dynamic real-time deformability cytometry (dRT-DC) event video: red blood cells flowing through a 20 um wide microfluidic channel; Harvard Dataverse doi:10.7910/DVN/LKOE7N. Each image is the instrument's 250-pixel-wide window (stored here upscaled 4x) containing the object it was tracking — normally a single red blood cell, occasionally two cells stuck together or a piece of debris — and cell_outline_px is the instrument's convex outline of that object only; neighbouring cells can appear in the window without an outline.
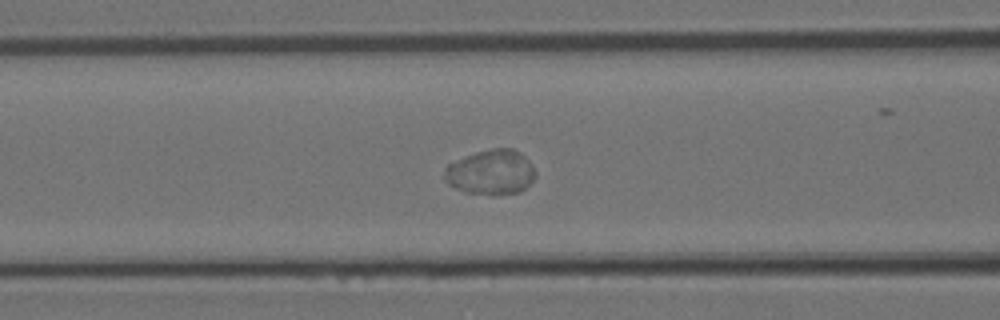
{"species": "Egyptian fruit bat (a non-hibernating species)", "species_latin": "Rousettus aegyptiacus", "temperature_condition": "room temperature", "stored_images_in_passage": 45, "camera_frame_rate_fps": 3000, "um_per_image_px": 0.085, "animal": {"sex": "female"}, "frame": {"image": 1, "passage_image": 16, "time_ms": 5.0, "image_size_px": [1000, 320], "cell_outline_px": [[536, 176], [520, 192], [492, 196], [464, 192], [448, 184], [444, 180], [444, 168], [448, 164], [476, 152], [492, 148], [512, 148], [520, 152], [532, 164], [536, 172]], "centroid_in_image_um": [41.72, 14.65], "position_along_channel_um": 124.9, "area_um2": 24.04}}
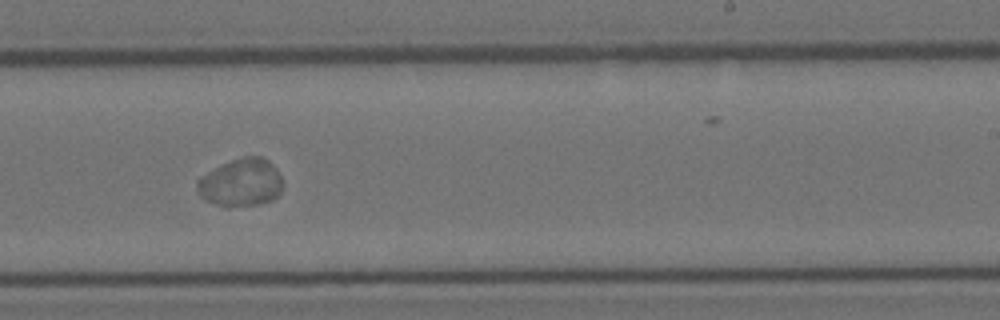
{"frame": {"image": 2, "passage_image": 26, "time_ms": 8.333, "image_size_px": [1000, 320], "cell_outline_px": [[284, 184], [280, 192], [272, 200], [260, 204], [228, 208], [224, 208], [204, 200], [200, 196], [196, 188], [196, 180], [200, 176], [232, 160], [244, 156], [260, 156], [268, 160], [276, 168]], "centroid_in_image_um": [20.47, 15.55], "position_along_channel_um": 268.5, "area_um2": 24.16}}
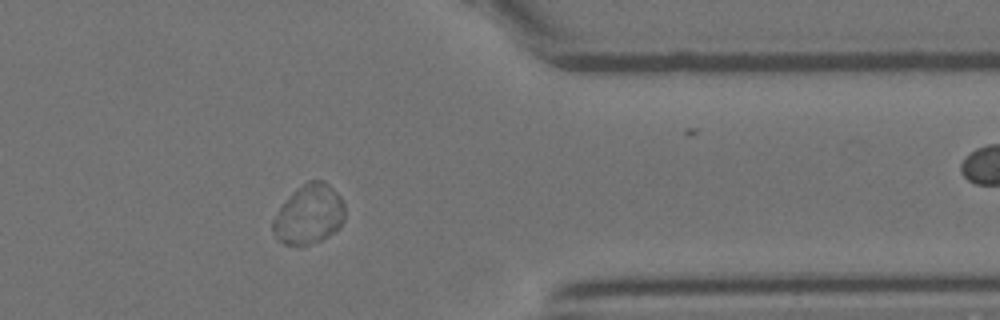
{"frame": {"image": 3, "passage_image": 35, "time_ms": 11.333, "image_size_px": [1000, 320], "cell_outline_px": [[344, 220], [340, 228], [328, 236], [320, 240], [300, 248], [284, 244], [276, 240], [272, 228], [272, 220], [280, 208], [308, 180], [324, 180], [340, 196], [344, 204]], "centroid_in_image_um": [26.27, 18.29], "position_along_channel_um": 385.1, "area_um2": 24.85}}